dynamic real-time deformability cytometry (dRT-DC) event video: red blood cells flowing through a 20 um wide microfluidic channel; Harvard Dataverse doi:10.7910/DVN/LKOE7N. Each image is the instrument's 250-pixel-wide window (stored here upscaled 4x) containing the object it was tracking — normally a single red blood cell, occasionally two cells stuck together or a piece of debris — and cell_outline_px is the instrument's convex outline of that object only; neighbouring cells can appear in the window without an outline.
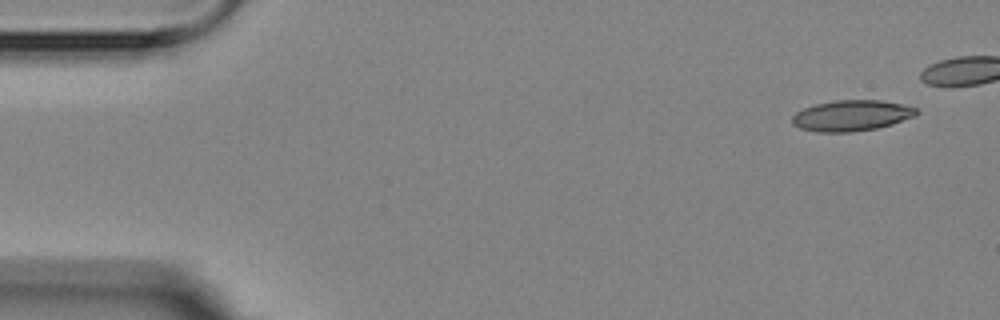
{"species": "Egyptian fruit bat (a non-hibernating species)", "species_latin": "Rousettus aegyptiacus", "temperature_condition": "room temperature", "stored_images_in_passage": 7, "camera_frame_rate_fps": 3000, "um_per_image_px": 0.085, "animal": {"sex": "female"}, "frame": {"image": 1, "passage_image": 1, "time_ms": 0.0, "image_size_px": [1000, 320], "cell_outline_px": [[920, 112], [916, 116], [892, 124], [876, 128], [852, 132], [816, 132], [800, 128], [792, 124], [792, 116], [796, 112], [804, 108], [816, 104], [836, 100], [880, 100], [900, 104], [916, 108]], "centroid_in_image_um": [72.38, 9.83], "position_along_channel_um": 12.6, "area_um2": 22.31}}
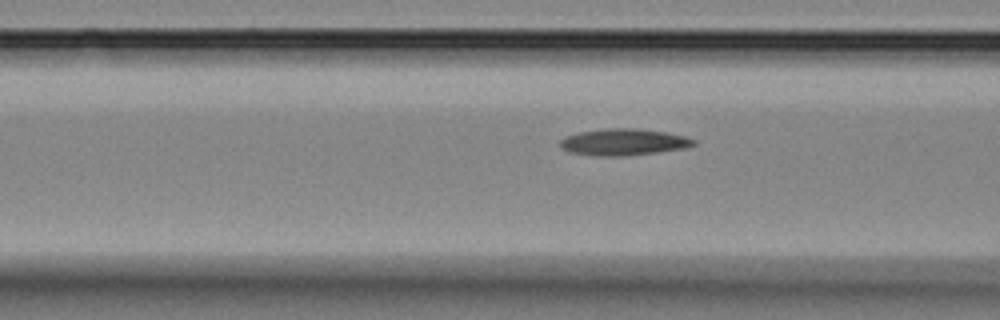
{"frame": {"image": 2, "passage_image": 7, "time_ms": 7.667, "image_size_px": [1000, 320], "cell_outline_px": [[696, 144], [688, 148], [624, 156], [596, 156], [568, 152], [560, 148], [560, 140], [564, 136], [576, 132], [608, 128], [636, 128], [664, 132], [684, 136], [696, 140]], "centroid_in_image_um": [52.96, 12.08], "position_along_channel_um": 113.6, "area_um2": 20.92}}